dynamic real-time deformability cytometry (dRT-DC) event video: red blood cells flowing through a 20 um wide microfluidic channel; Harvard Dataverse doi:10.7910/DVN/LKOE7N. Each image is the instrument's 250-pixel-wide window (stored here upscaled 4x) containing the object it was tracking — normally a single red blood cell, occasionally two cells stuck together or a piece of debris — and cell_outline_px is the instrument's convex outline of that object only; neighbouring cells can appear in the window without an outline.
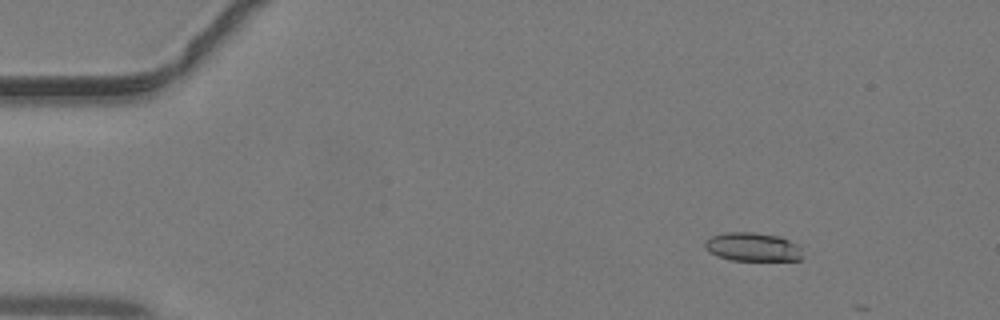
{"species": "common noctule bat (a hibernating species)", "species_latin": "Nyctalus noctula", "temperature_condition": "warm", "stored_images_in_passage": 4, "camera_frame_rate_fps": 3000, "um_per_image_px": 0.085, "animal": {"sex": "male", "body_mass_g": 19.2, "forearm_length_mm": 51.8}, "frame": {"image": 1, "passage_image": 1, "time_ms": 0.0, "image_size_px": [1000, 320], "cell_outline_px": [[804, 256], [800, 260], [732, 260], [716, 256], [708, 252], [704, 248], [704, 240], [712, 236], [724, 232], [752, 232], [780, 236], [796, 244], [800, 248]], "centroid_in_image_um": [63.94, 20.99], "position_along_channel_um": 21.1, "area_um2": 16.47}}